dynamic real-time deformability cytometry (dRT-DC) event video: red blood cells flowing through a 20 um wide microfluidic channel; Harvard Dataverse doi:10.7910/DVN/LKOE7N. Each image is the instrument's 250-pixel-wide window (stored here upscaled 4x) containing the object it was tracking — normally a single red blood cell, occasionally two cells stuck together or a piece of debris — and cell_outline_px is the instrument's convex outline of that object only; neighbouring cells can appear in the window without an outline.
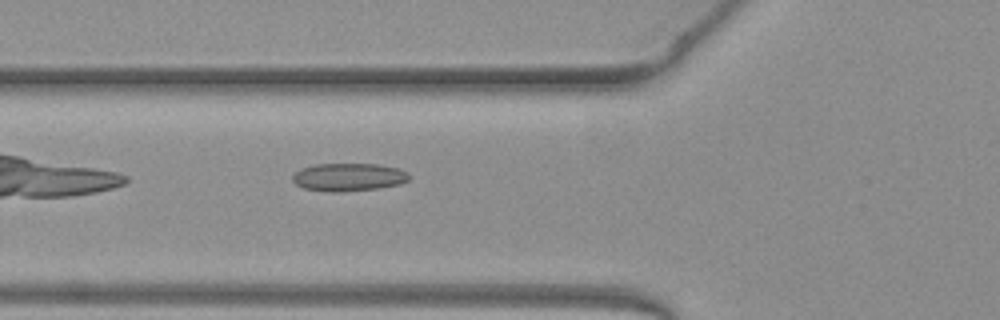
{"species": "common noctule bat (a hibernating species)", "species_latin": "Nyctalus noctula", "temperature_condition": "warm", "stored_images_in_passage": 37, "camera_frame_rate_fps": 3000, "um_per_image_px": 0.085, "animal": {"sex": "female", "body_mass_g": 19.3, "forearm_length_mm": 54.1}, "frame": {"image": 1, "passage_image": 4, "time_ms": 1.0, "image_size_px": [1000, 320], "cell_outline_px": [[412, 176], [408, 180], [400, 184], [380, 188], [340, 192], [328, 192], [304, 188], [296, 184], [292, 180], [292, 176], [300, 168], [316, 164], [380, 164], [400, 168], [408, 172]], "centroid_in_image_um": [29.67, 15.05], "position_along_channel_um": 96.1, "area_um2": 19.25}}
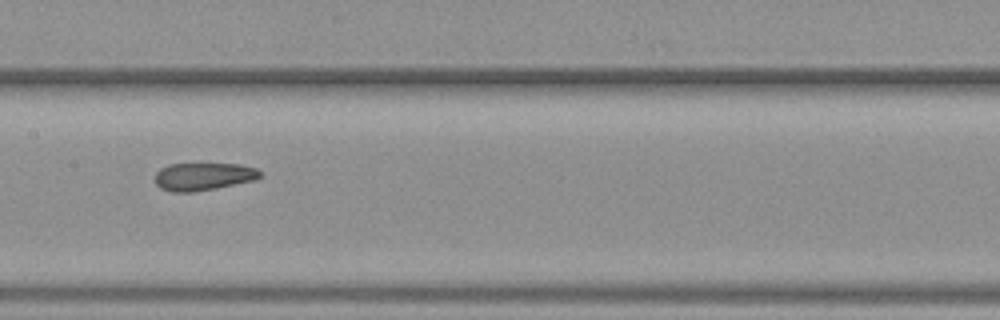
{"frame": {"image": 2, "passage_image": 11, "time_ms": 3.333, "image_size_px": [1000, 320], "cell_outline_px": [[260, 176], [256, 180], [216, 188], [192, 192], [172, 192], [160, 188], [156, 184], [156, 172], [160, 168], [168, 164], [240, 164], [256, 168], [260, 172]], "centroid_in_image_um": [17.27, 15.0], "position_along_channel_um": 190.1, "area_um2": 16.94}}
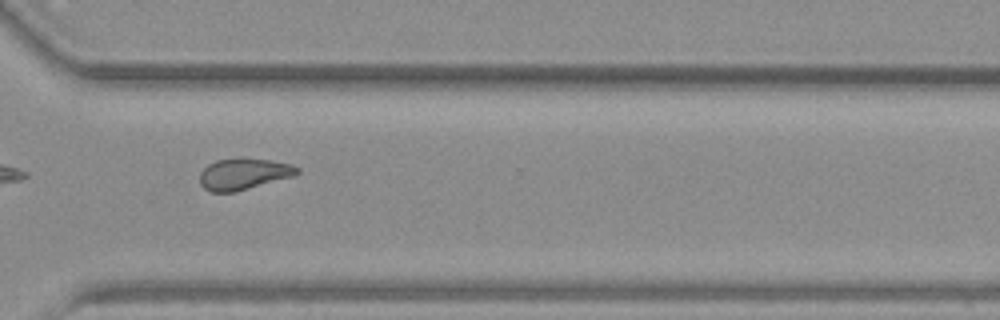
{"frame": {"image": 3, "passage_image": 23, "time_ms": 7.333, "image_size_px": [1000, 320], "cell_outline_px": [[300, 172], [292, 176], [236, 192], [212, 192], [204, 188], [200, 184], [200, 172], [208, 164], [216, 160], [240, 156], [268, 160], [292, 164], [300, 168]], "centroid_in_image_um": [20.69, 14.76], "position_along_channel_um": 349.9, "area_um2": 18.03}, "authors_computed_cell_mechanics": {"area_um2": 18.1492, "velocity_mm_per_s": 3.997, "shape_relaxation_time_tau1_ms": 10.2574, "shape_relaxation_time_tau2_ms": 1.002, "deformation_change_tau1": 0.1817, "deformation_change_tau2": 0.0716}}